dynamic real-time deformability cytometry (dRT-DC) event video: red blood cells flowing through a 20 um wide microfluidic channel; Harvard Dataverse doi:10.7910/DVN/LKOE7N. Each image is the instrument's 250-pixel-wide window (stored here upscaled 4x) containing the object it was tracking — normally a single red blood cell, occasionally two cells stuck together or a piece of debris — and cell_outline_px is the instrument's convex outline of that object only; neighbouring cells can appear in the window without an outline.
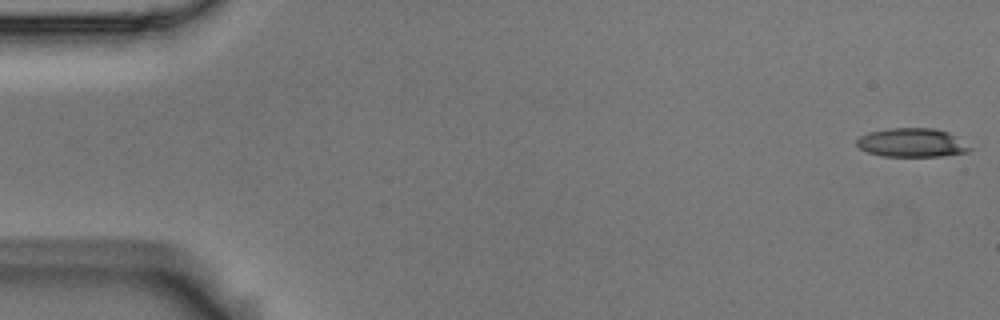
{"species": "Egyptian fruit bat (a non-hibernating species)", "species_latin": "Rousettus aegyptiacus", "temperature_condition": "room temperature", "stored_images_in_passage": 5, "camera_frame_rate_fps": 3000, "um_per_image_px": 0.085, "animal": {"sex": "male"}, "frame": {"image": 1, "passage_image": 1, "time_ms": 0.0, "image_size_px": [1000, 320], "cell_outline_px": [[980, 148], [968, 152], [940, 156], [884, 156], [868, 152], [860, 148], [856, 144], [856, 140], [860, 136], [868, 132], [888, 128], [936, 128], [948, 132]], "centroid_in_image_um": [77.62, 12.12], "position_along_channel_um": 7.4, "area_um2": 19.42}}
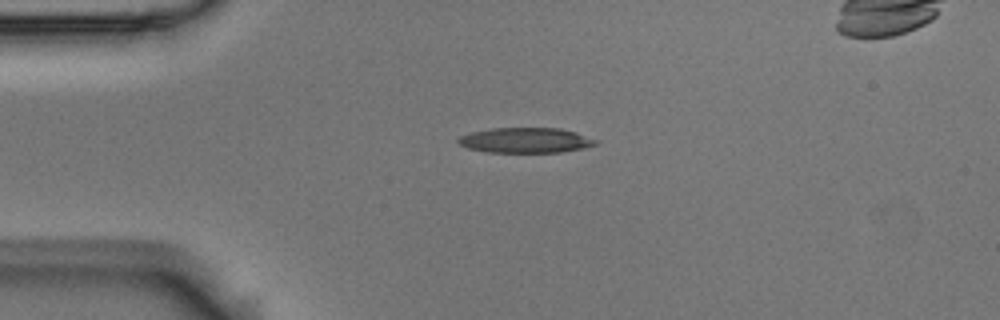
{"frame": {"image": 2, "passage_image": 4, "time_ms": 1.0, "image_size_px": [1000, 320], "cell_outline_px": [[600, 144], [584, 148], [560, 152], [488, 152], [468, 148], [460, 144], [456, 140], [460, 136], [472, 132], [492, 128], [560, 128], [576, 132], [600, 140]], "centroid_in_image_um": [44.74, 11.92], "position_along_channel_um": 40.3, "area_um2": 20.29}}